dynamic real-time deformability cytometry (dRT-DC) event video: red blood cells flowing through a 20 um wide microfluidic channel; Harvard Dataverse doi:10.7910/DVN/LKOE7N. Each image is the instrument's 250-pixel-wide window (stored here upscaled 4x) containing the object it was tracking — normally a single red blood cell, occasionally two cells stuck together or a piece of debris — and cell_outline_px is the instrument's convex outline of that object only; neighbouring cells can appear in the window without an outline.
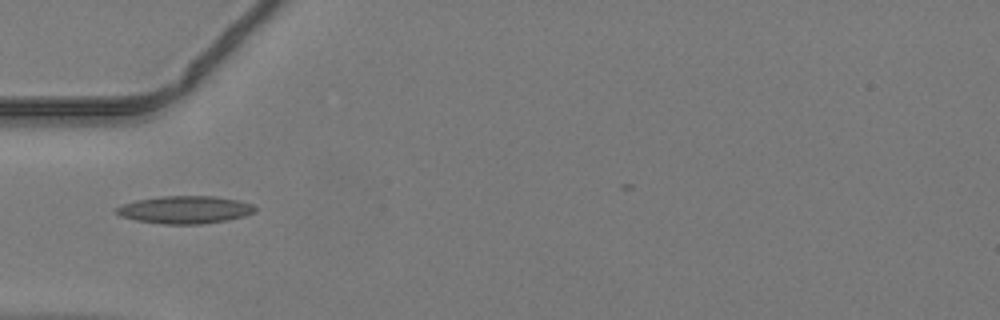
{"species": "common noctule bat (a hibernating species)", "species_latin": "Nyctalus noctula", "temperature_condition": "warm", "stored_images_in_passage": 4, "camera_frame_rate_fps": 3000, "um_per_image_px": 0.085, "animal": {"sex": "male", "body_mass_g": 19.2, "forearm_length_mm": 51.8}, "frame": {"image": 1, "passage_image": 1, "time_ms": 0.0, "image_size_px": [1000, 320], "cell_outline_px": [[256, 212], [244, 216], [228, 220], [200, 224], [160, 224], [136, 220], [120, 216], [116, 212], [116, 208], [124, 204], [136, 200], [160, 196], [216, 196], [240, 200], [252, 204], [256, 208]], "centroid_in_image_um": [15.76, 17.82], "position_along_channel_um": 69.2, "area_um2": 22.43}}